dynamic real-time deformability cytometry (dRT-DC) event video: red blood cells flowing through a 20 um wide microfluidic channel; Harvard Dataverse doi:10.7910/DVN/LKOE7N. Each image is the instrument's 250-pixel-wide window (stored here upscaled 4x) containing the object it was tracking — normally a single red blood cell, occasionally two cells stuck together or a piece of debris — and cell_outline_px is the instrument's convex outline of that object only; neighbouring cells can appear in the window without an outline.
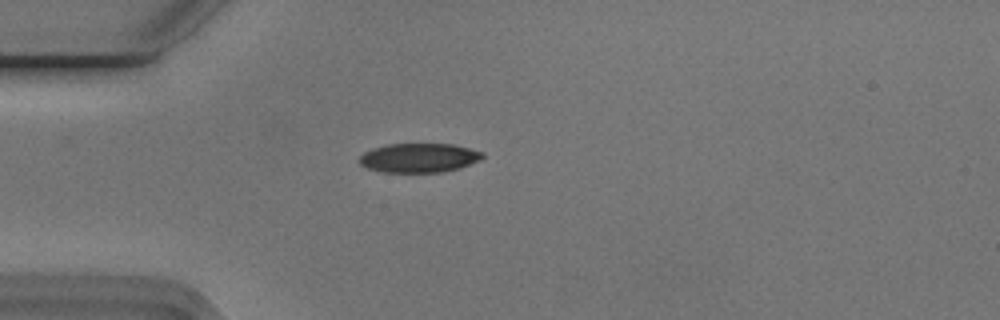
{"species": "Egyptian fruit bat (a non-hibernating species)", "species_latin": "Rousettus aegyptiacus", "temperature_condition": "cold", "stored_images_in_passage": 41, "camera_frame_rate_fps": 3000, "um_per_image_px": 0.085, "animal": {"sex": "male"}, "frame": {"image": 1, "passage_image": 2, "time_ms": 0.333, "image_size_px": [1000, 320], "cell_outline_px": [[484, 156], [480, 160], [460, 168], [444, 172], [380, 172], [368, 168], [360, 164], [360, 156], [364, 152], [372, 148], [388, 144], [452, 144], [484, 152]], "centroid_in_image_um": [35.62, 13.42], "position_along_channel_um": 49.4, "area_um2": 20.98}}
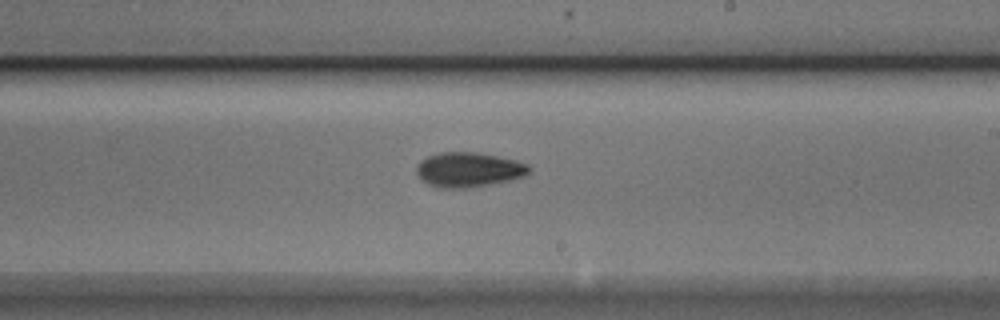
{"frame": {"image": 2, "passage_image": 19, "time_ms": 6.0, "image_size_px": [1000, 320], "cell_outline_px": [[532, 168], [524, 176], [512, 180], [472, 188], [440, 188], [428, 184], [420, 180], [416, 172], [416, 168], [420, 160], [428, 156], [440, 152], [476, 152], [516, 160], [528, 164]], "centroid_in_image_um": [39.82, 14.43], "position_along_channel_um": 249.2, "area_um2": 23.06}}
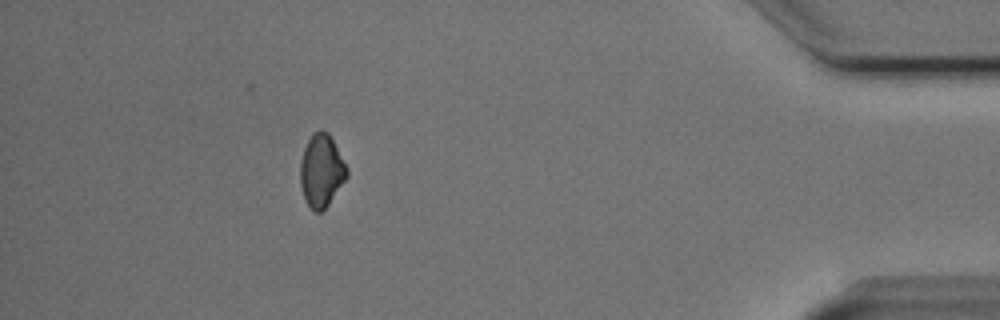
{"frame": {"image": 3, "passage_image": 36, "time_ms": 11.667, "image_size_px": [1000, 320], "cell_outline_px": [[348, 176], [328, 204], [320, 212], [312, 212], [304, 196], [300, 184], [300, 164], [304, 148], [312, 132], [320, 128], [328, 132], [348, 168]], "centroid_in_image_um": [27.32, 14.48], "position_along_channel_um": 407.9, "area_um2": 19.71}, "authors_computed_cell_mechanics": {"area_um2": 21.386, "velocity_mm_per_s": 3.7474, "shape_relaxation_time_tau1_ms": 3.6669, "shape_relaxation_time_tau2_ms": 6.4722, "deformation_change_tau1": 0.1215, "deformation_change_tau2": 0.1103}}